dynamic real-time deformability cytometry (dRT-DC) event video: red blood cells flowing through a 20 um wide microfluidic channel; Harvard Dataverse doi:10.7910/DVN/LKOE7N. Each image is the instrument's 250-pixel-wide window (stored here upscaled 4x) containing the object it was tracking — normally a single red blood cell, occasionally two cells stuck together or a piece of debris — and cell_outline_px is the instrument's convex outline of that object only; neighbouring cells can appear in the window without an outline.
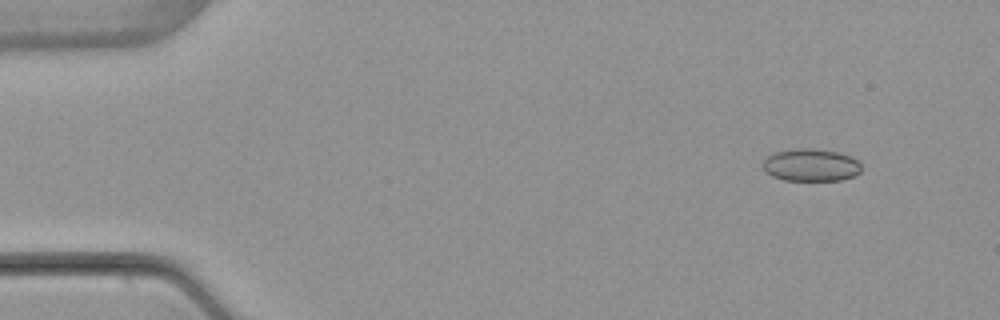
{"species": "common noctule bat (a hibernating species)", "species_latin": "Nyctalus noctula", "temperature_condition": "warm", "stored_images_in_passage": 5, "camera_frame_rate_fps": 3000, "um_per_image_px": 0.085, "animal": {"sex": "female", "body_mass_g": 22.7, "forearm_length_mm": 54.2}, "frame": {"image": 1, "passage_image": 2, "time_ms": 1.333, "image_size_px": [1000, 320], "cell_outline_px": [[860, 172], [856, 176], [844, 180], [784, 180], [772, 176], [764, 172], [764, 160], [772, 152], [792, 148], [816, 148], [836, 152], [852, 156], [860, 160]], "centroid_in_image_um": [68.95, 14.02], "position_along_channel_um": 16.1, "area_um2": 19.02}}
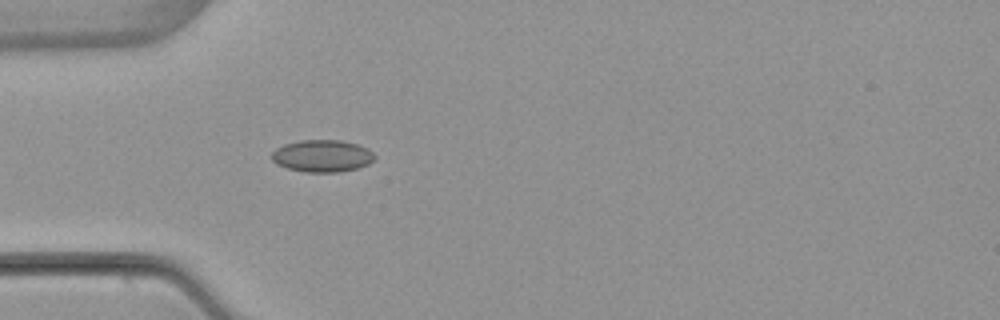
{"frame": {"image": 2, "passage_image": 5, "time_ms": 5.0, "image_size_px": [1000, 320], "cell_outline_px": [[376, 156], [368, 164], [356, 168], [340, 172], [304, 172], [288, 168], [276, 164], [272, 160], [272, 152], [276, 148], [284, 144], [300, 140], [340, 140], [356, 144], [368, 148]], "centroid_in_image_um": [27.37, 13.25], "position_along_channel_um": 57.6, "area_um2": 19.25}}